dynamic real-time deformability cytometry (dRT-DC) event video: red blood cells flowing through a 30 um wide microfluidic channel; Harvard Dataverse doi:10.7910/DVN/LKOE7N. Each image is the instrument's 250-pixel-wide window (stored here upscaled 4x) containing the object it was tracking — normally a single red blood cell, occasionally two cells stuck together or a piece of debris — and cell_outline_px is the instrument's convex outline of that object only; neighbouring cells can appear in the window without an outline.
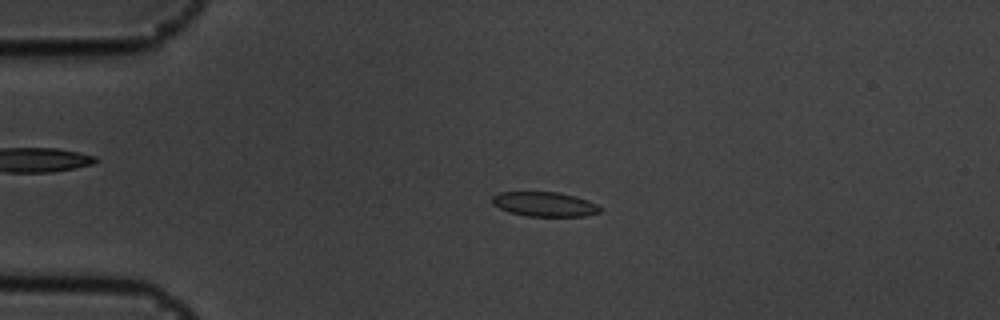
{"species": "common noctule bat (a hibernating species)", "species_latin": "Nyctalus noctula", "temperature_condition": "cold", "stored_images_in_passage": 57, "camera_frame_rate_fps": 3000, "um_per_image_px": 0.085, "animal": {"sex": "male", "body_mass_g": 19.5, "forearm_length_mm": 54.6}, "frame": {"image": 1, "passage_image": 13, "time_ms": 4.0, "image_size_px": [1000, 320], "cell_outline_px": [[600, 212], [584, 216], [528, 216], [508, 212], [492, 204], [492, 196], [500, 192], [560, 192], [576, 196], [596, 204], [600, 208]], "centroid_in_image_um": [46.26, 17.35], "position_along_channel_um": 38.7, "area_um2": 15.37}}
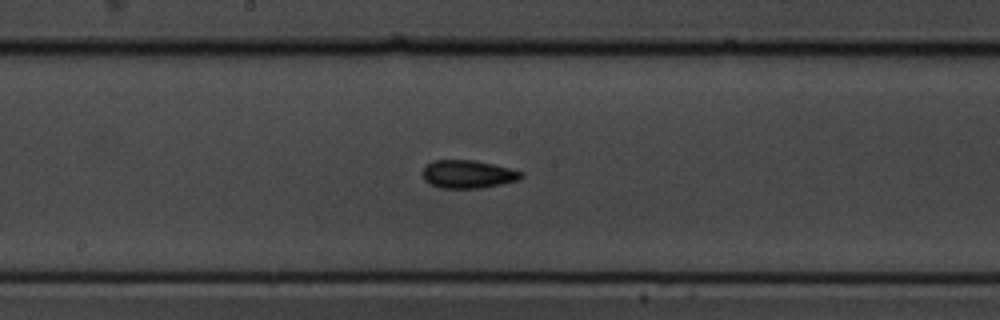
{"frame": {"image": 2, "passage_image": 30, "time_ms": 9.667, "image_size_px": [1000, 320], "cell_outline_px": [[524, 176], [520, 180], [480, 188], [440, 188], [428, 184], [424, 180], [420, 172], [432, 160], [472, 160], [492, 164], [524, 172]], "centroid_in_image_um": [39.74, 14.81], "position_along_channel_um": 208.5, "area_um2": 16.24}}
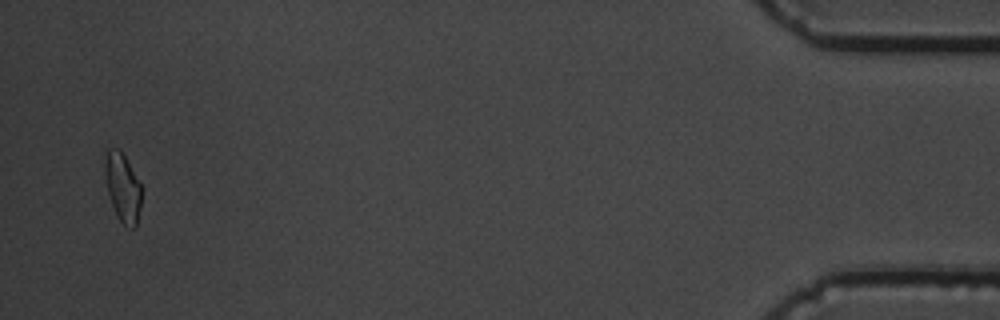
{"frame": {"image": 3, "passage_image": 55, "time_ms": 18.0, "image_size_px": [1000, 320], "cell_outline_px": [[140, 208], [136, 228], [132, 228], [124, 224], [116, 216], [108, 196], [104, 172], [104, 148], [120, 148], [140, 184]], "centroid_in_image_um": [10.37, 15.89], "position_along_channel_um": 424.8, "area_um2": 14.8}, "authors_computed_cell_mechanics": {"area_um2": 15.4904, "velocity_mm_per_s": 3.5643, "shape_relaxation_time_tau1_ms": 4.3908, "shape_relaxation_time_tau2_ms": 3.9852, "deformation_change_tau1": 0.1102, "deformation_change_tau2": 0.0673}}